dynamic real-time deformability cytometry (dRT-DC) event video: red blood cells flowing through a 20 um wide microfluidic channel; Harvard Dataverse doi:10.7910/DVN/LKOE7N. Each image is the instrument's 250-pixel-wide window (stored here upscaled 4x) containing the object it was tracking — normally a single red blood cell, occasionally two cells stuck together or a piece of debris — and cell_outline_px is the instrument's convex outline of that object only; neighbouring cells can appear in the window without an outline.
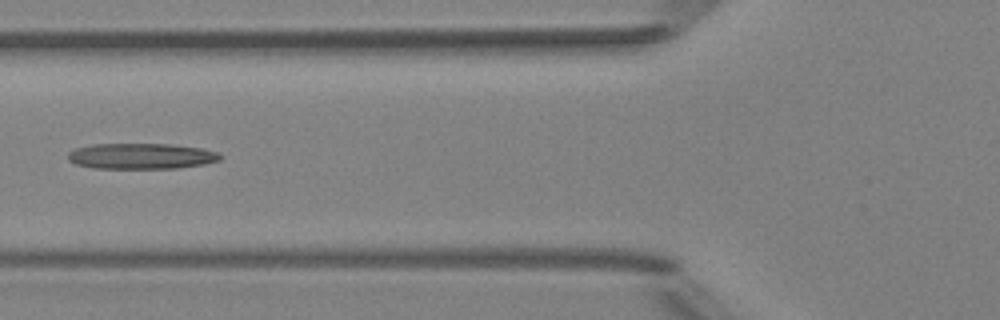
{"species": "Egyptian fruit bat (a non-hibernating species)", "species_latin": "Rousettus aegyptiacus", "temperature_condition": "room temperature", "stored_images_in_passage": 6, "camera_frame_rate_fps": 3000, "um_per_image_px": 0.085, "animal": {"sex": "female"}, "frame": {"image": 1, "passage_image": 6, "time_ms": 6.333, "image_size_px": [1000, 320], "cell_outline_px": [[224, 156], [220, 160], [204, 164], [176, 168], [96, 168], [76, 164], [68, 160], [68, 152], [76, 148], [92, 144], [168, 144], [200, 148], [216, 152]], "centroid_in_image_um": [12.0, 13.27], "position_along_channel_um": 113.8, "area_um2": 22.72}}